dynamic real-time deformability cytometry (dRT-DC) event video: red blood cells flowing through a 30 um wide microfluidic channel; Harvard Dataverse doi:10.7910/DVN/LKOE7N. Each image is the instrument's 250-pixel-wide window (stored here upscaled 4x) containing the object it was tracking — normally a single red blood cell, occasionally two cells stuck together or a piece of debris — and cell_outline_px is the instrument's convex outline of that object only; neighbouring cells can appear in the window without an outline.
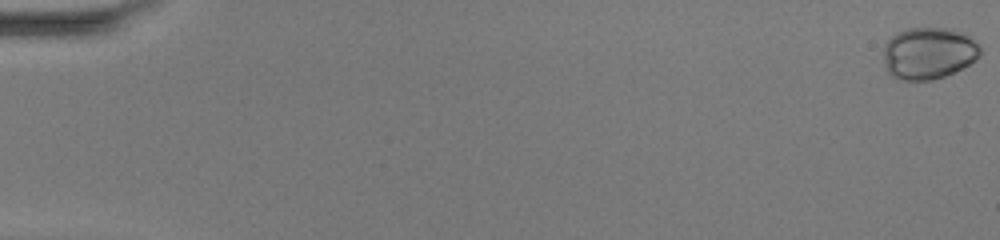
{"species": "common noctule bat (a hibernating species)", "species_latin": "Nyctalus noctula", "temperature_condition": "warm", "stored_images_in_passage": 51, "camera_frame_rate_fps": 3000, "um_per_image_px": 0.085, "animal": {"sex": "female", "body_mass_g": 20.0, "forearm_length_mm": 54.0}, "frame": {"image": 1, "passage_image": 1, "time_ms": 0.0, "image_size_px": [1000, 240], "cell_outline_px": [[980, 56], [976, 60], [944, 76], [932, 80], [900, 80], [892, 76], [888, 72], [884, 64], [884, 44], [896, 32], [908, 28], [952, 28], [968, 36], [980, 48]], "centroid_in_image_um": [78.89, 4.52], "position_along_channel_um": 6.1, "area_um2": 29.13}}
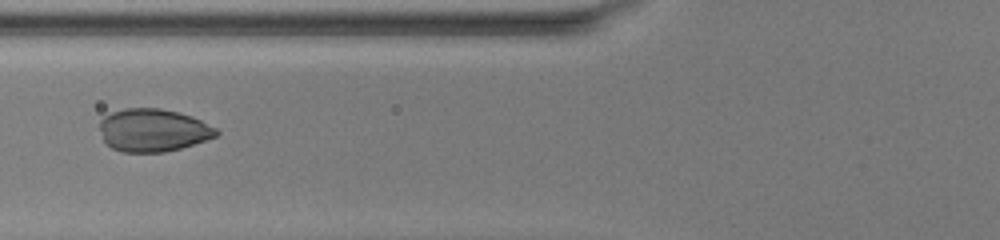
{"frame": {"image": 2, "passage_image": 22, "time_ms": 7.0, "image_size_px": [1000, 240], "cell_outline_px": [[220, 132], [216, 136], [180, 148], [164, 152], [124, 152], [112, 148], [104, 140], [100, 128], [100, 120], [104, 116], [112, 112], [124, 108], [160, 108], [192, 116], [216, 128]], "centroid_in_image_um": [13.0, 11.06], "position_along_channel_um": 112.8, "area_um2": 28.84}}
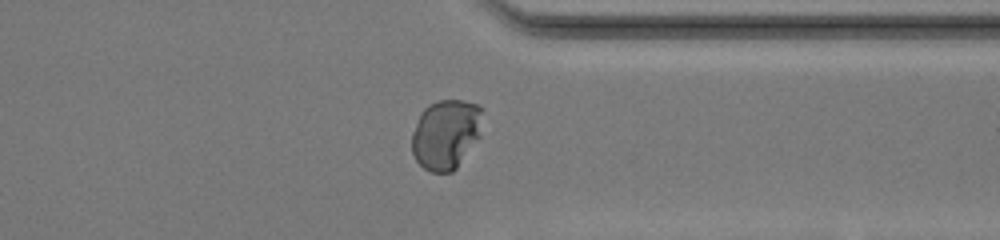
{"frame": {"image": 3, "passage_image": 41, "time_ms": 13.333, "image_size_px": [1000, 240], "cell_outline_px": [[484, 108], [480, 136], [456, 168], [452, 172], [428, 172], [416, 160], [412, 152], [412, 132], [420, 112], [428, 104], [440, 100], [464, 100], [480, 104]], "centroid_in_image_um": [37.92, 11.37], "position_along_channel_um": 373.5, "area_um2": 29.19}, "authors_computed_cell_mechanics": {"area_um2": 28.4954, "velocity_mm_per_s": 4.138, "shape_relaxation_time_tau1_ms": 3.9298, "shape_relaxation_time_tau2_ms": null, "deformation_change_tau1": 0.1563, "deformation_change_tau2": null}}